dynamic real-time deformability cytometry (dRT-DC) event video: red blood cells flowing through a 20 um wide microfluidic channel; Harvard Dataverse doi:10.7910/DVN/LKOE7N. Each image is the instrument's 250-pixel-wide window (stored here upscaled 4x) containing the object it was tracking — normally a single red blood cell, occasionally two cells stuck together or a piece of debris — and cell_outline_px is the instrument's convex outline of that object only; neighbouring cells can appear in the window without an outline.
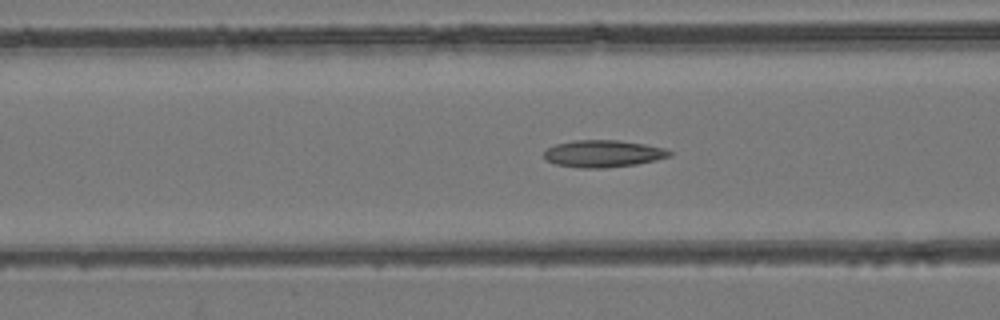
{"species": "common noctule bat (a hibernating species)", "species_latin": "Nyctalus noctula", "temperature_condition": "room temperature", "stored_images_in_passage": 49, "camera_frame_rate_fps": 3000, "um_per_image_px": 0.085, "animal": {"sex": "female", "body_mass_g": 24.6, "forearm_length_mm": 56.2}, "frame": {"image": 1, "passage_image": 19, "time_ms": 6.0, "image_size_px": [1000, 320], "cell_outline_px": [[672, 156], [656, 160], [636, 164], [608, 168], [580, 168], [556, 164], [544, 160], [544, 152], [548, 148], [556, 144], [576, 140], [620, 140], [644, 144], [664, 148], [672, 152]], "centroid_in_image_um": [51.27, 13.06], "position_along_channel_um": 115.3, "area_um2": 19.88}}
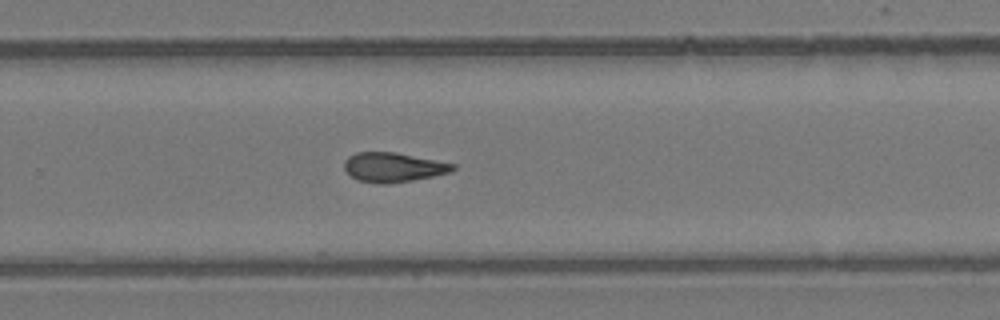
{"frame": {"image": 2, "passage_image": 32, "time_ms": 10.333, "image_size_px": [1000, 320], "cell_outline_px": [[456, 168], [452, 172], [412, 180], [388, 184], [380, 184], [356, 180], [344, 168], [344, 160], [348, 156], [356, 152], [396, 152], [456, 164]], "centroid_in_image_um": [33.43, 14.21], "position_along_channel_um": 296.4, "area_um2": 18.73}}
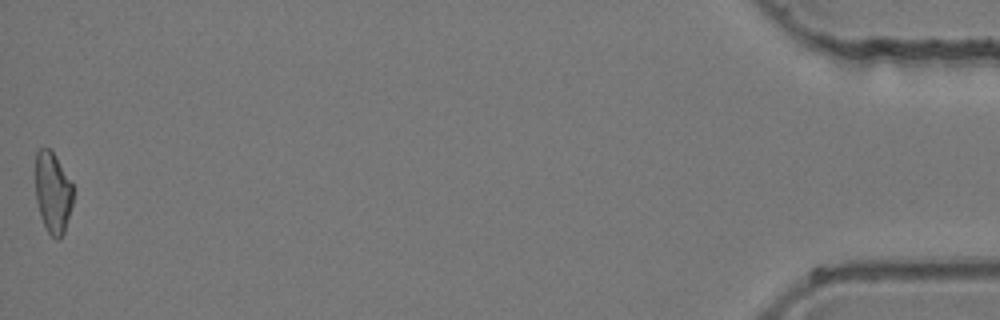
{"frame": {"image": 3, "passage_image": 49, "time_ms": 16.0, "image_size_px": [1000, 320], "cell_outline_px": [[72, 204], [64, 232], [60, 240], [56, 240], [48, 232], [40, 216], [36, 200], [36, 152], [40, 148], [48, 148], [56, 156], [72, 184]], "centroid_in_image_um": [4.48, 16.39], "position_along_channel_um": 430.7, "area_um2": 17.63}}